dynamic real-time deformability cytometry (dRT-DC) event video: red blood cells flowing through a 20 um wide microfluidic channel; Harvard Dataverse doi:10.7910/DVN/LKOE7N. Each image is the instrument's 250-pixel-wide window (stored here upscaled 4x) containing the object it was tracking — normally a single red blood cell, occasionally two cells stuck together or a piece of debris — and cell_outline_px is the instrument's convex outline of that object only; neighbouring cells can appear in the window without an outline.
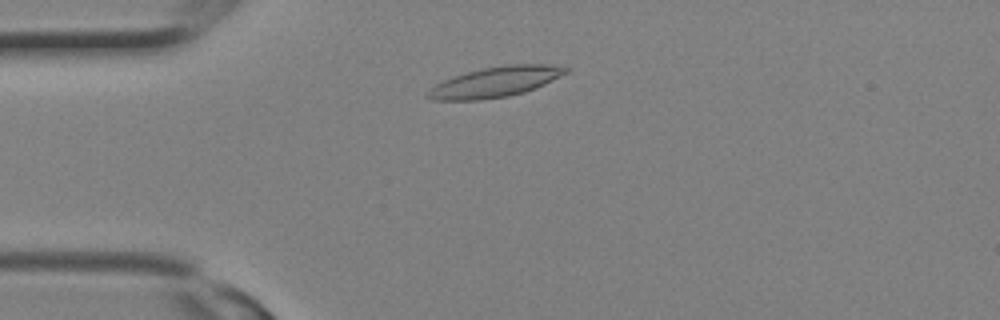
{"species": "Egyptian fruit bat (a non-hibernating species)", "species_latin": "Rousettus aegyptiacus", "temperature_condition": "room temperature", "stored_images_in_passage": 1, "camera_frame_rate_fps": 3000, "um_per_image_px": 0.085, "animal": {"sex": "female"}, "frame": {"image": 1, "passage_image": 1, "time_ms": 0.0, "image_size_px": [1000, 320], "cell_outline_px": [[572, 68], [568, 72], [536, 88], [524, 92], [508, 96], [480, 100], [432, 100], [424, 96], [436, 84], [444, 80], [468, 72], [484, 68], [508, 64], [548, 64]], "centroid_in_image_um": [42.14, 6.97], "position_along_channel_um": 42.9, "area_um2": 24.16}}